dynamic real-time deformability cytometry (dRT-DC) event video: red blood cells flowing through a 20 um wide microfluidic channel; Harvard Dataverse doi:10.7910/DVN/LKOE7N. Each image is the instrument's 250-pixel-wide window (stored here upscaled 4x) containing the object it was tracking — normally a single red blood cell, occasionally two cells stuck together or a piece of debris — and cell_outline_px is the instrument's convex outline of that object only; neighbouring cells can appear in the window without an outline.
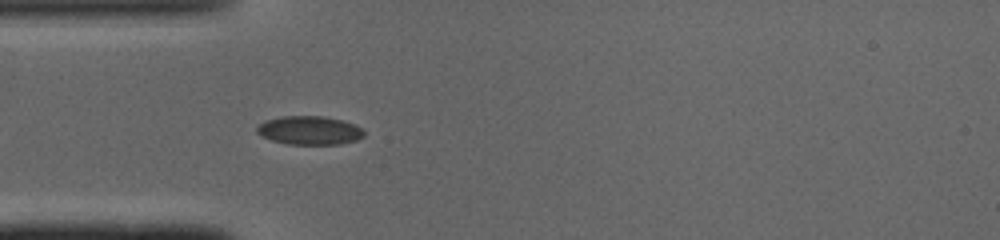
{"species": "common noctule bat (a hibernating species)", "species_latin": "Nyctalus noctula", "temperature_condition": "cold", "stored_images_in_passage": 14, "camera_frame_rate_fps": 3000, "um_per_image_px": 0.085, "animal": {"sex": "male", "body_mass_g": 19.0, "forearm_length_mm": 50.8}, "frame": {"image": 1, "passage_image": 5, "time_ms": 1.333, "image_size_px": [1000, 240], "cell_outline_px": [[364, 136], [356, 140], [340, 144], [288, 144], [272, 140], [256, 132], [256, 128], [264, 120], [280, 116], [324, 116], [340, 120], [352, 124], [360, 128], [364, 132]], "centroid_in_image_um": [26.28, 11.08], "position_along_channel_um": 58.7, "area_um2": 17.69}}